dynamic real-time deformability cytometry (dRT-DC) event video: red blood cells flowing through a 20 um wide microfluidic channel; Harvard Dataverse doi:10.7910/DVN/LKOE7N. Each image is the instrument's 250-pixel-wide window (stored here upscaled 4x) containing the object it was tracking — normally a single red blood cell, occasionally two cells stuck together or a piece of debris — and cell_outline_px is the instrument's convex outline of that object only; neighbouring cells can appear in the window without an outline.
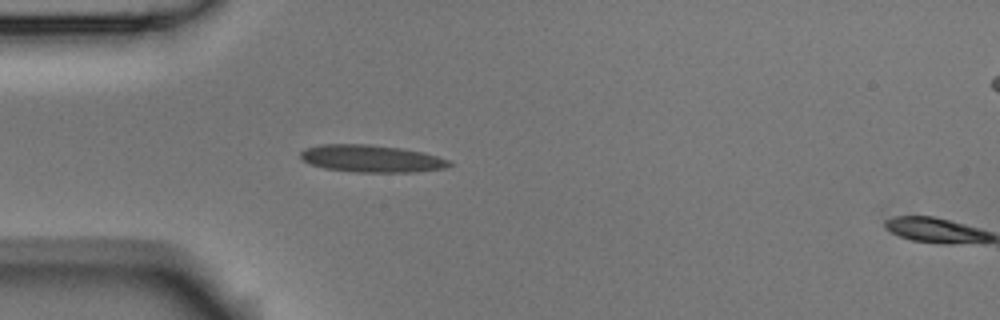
{"species": "Egyptian fruit bat (a non-hibernating species)", "species_latin": "Rousettus aegyptiacus", "temperature_condition": "room temperature", "stored_images_in_passage": 2, "segment_of_instrument_passage": [1, 2], "camera_frame_rate_fps": 3000, "um_per_image_px": 0.085, "animal": {"sex": "male"}, "frame": {"image": 1, "passage_image": 1, "time_ms": 0.0, "image_size_px": [1000, 320], "cell_outline_px": [[452, 164], [444, 168], [416, 172], [356, 172], [324, 168], [308, 164], [300, 160], [300, 152], [304, 148], [320, 144], [368, 144], [400, 148], [420, 152], [436, 156], [448, 160]], "centroid_in_image_um": [31.48, 13.48], "position_along_channel_um": 53.5, "area_um2": 23.64}}